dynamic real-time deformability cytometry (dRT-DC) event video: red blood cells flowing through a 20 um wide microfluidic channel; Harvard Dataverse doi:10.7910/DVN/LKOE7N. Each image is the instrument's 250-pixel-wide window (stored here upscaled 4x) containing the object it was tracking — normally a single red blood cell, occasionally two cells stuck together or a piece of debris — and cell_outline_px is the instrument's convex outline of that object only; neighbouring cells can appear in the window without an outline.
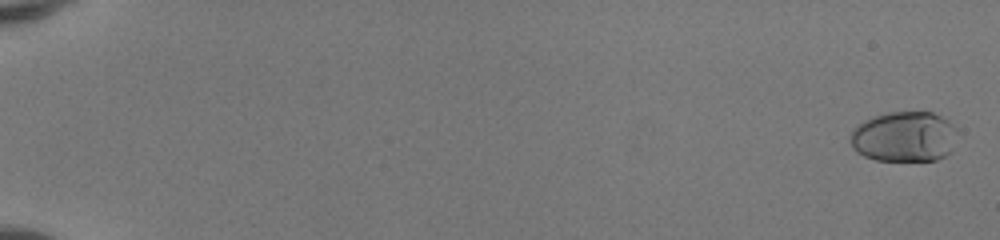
{"species": "human", "species_latin": "Homo sapiens", "temperature_condition": "room temperature", "stored_images_in_passage": 53, "camera_frame_rate_fps": 3000, "um_per_image_px": 0.085, "donor": {"sex": "female"}, "frame": {"image": 1, "passage_image": 2, "time_ms": 0.333, "image_size_px": [1000, 240], "cell_outline_px": [[956, 128], [952, 152], [936, 160], [876, 160], [864, 156], [856, 152], [852, 148], [852, 132], [864, 120], [872, 116], [888, 112], [932, 112], [948, 120]], "centroid_in_image_um": [76.87, 11.62], "position_along_channel_um": 8.1, "area_um2": 31.27}}
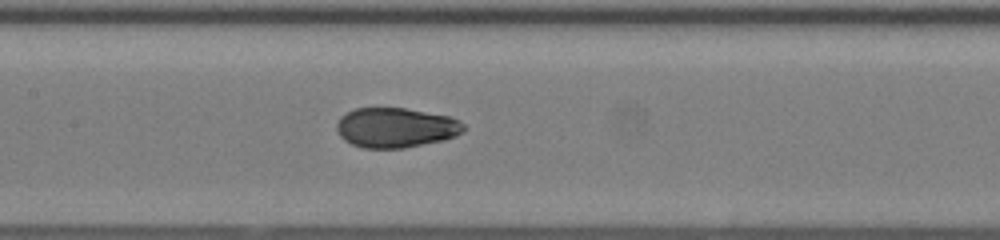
{"frame": {"image": 2, "passage_image": 29, "time_ms": 9.333, "image_size_px": [1000, 240], "cell_outline_px": [[468, 128], [464, 132], [456, 136], [444, 140], [404, 148], [364, 148], [352, 144], [344, 140], [340, 136], [336, 128], [336, 124], [340, 116], [356, 108], [404, 108], [452, 116], [460, 120]], "centroid_in_image_um": [33.69, 10.85], "position_along_channel_um": 173.7, "area_um2": 29.82}}
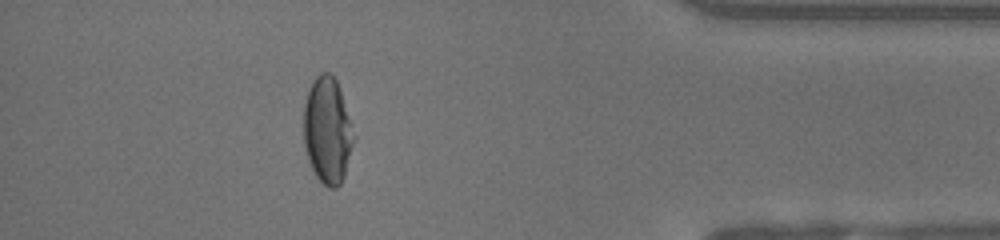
{"frame": {"image": 3, "passage_image": 48, "time_ms": 15.667, "image_size_px": [1000, 240], "cell_outline_px": [[356, 136], [344, 176], [340, 184], [336, 188], [328, 188], [316, 176], [308, 160], [304, 144], [304, 104], [312, 80], [320, 72], [332, 72], [340, 88]], "centroid_in_image_um": [27.85, 11.06], "position_along_channel_um": 407.4, "area_um2": 31.33}, "authors_computed_cell_mechanics": {"area_um2": 30.2294, "velocity_mm_per_s": 4.1815, "shape_relaxation_time_tau1_ms": 4.3638, "shape_relaxation_time_tau2_ms": 0.7671, "deformation_change_tau1": 0.2175, "deformation_change_tau2": 0.0434}}